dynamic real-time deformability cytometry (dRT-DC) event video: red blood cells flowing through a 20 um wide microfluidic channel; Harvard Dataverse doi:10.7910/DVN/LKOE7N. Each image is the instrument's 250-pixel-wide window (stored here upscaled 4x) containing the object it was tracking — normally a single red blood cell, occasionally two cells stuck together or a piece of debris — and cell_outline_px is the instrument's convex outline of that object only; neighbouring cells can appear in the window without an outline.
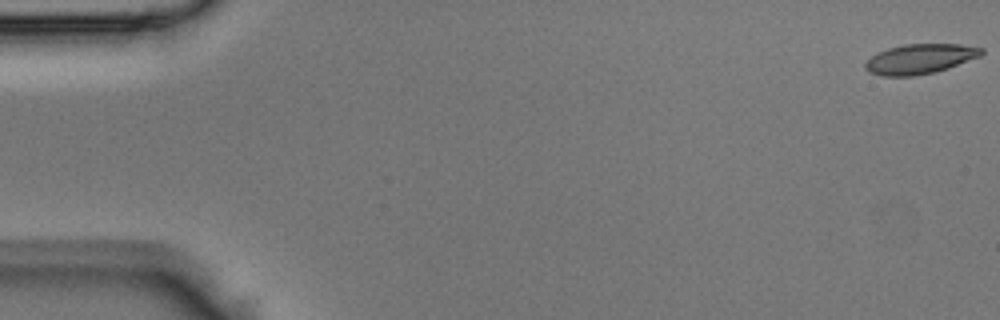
{"species": "Egyptian fruit bat (a non-hibernating species)", "species_latin": "Rousettus aegyptiacus", "temperature_condition": "room temperature", "stored_images_in_passage": 43, "camera_frame_rate_fps": 3000, "um_per_image_px": 0.085, "animal": {"sex": "male"}, "frame": {"image": 1, "passage_image": 1, "time_ms": 0.0, "image_size_px": [1000, 320], "cell_outline_px": [[984, 52], [980, 56], [948, 68], [932, 72], [912, 76], [880, 76], [868, 72], [864, 68], [864, 64], [872, 56], [888, 48], [904, 44], [960, 44], [984, 48]], "centroid_in_image_um": [78.19, 5.01], "position_along_channel_um": 6.8, "area_um2": 20.11}}
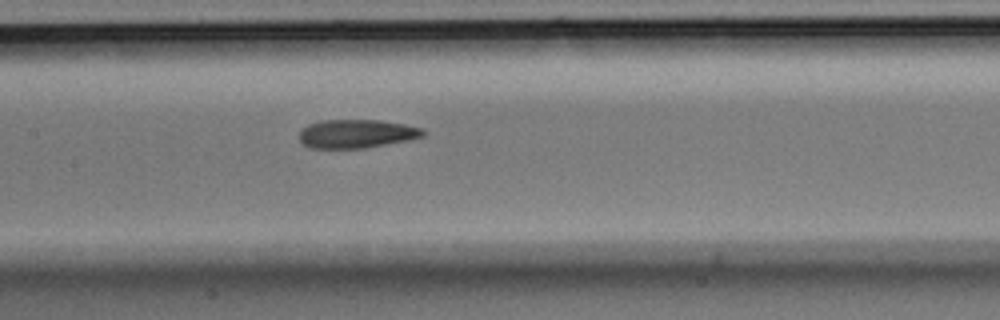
{"frame": {"image": 2, "passage_image": 21, "time_ms": 6.667, "image_size_px": [1000, 320], "cell_outline_px": [[428, 132], [424, 136], [408, 140], [364, 148], [308, 148], [300, 140], [300, 132], [308, 124], [320, 120], [376, 120], [404, 124], [424, 128]], "centroid_in_image_um": [30.34, 11.36], "position_along_channel_um": 177.1, "area_um2": 20.63}}
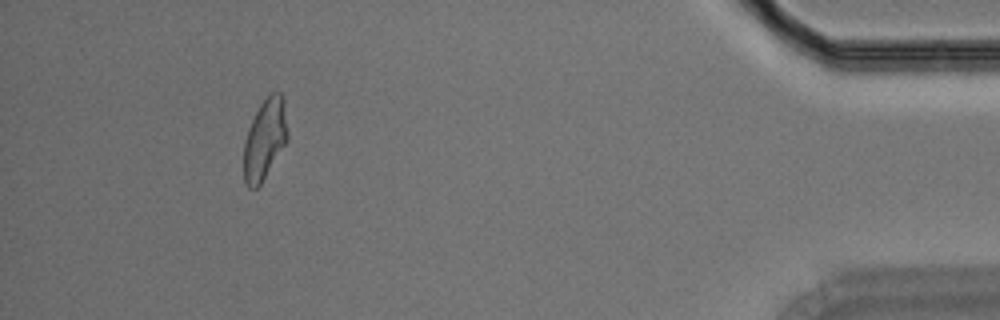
{"frame": {"image": 3, "passage_image": 40, "time_ms": 13.0, "image_size_px": [1000, 320], "cell_outline_px": [[288, 140], [260, 184], [256, 188], [248, 188], [244, 184], [244, 140], [248, 128], [260, 104], [272, 92], [280, 92], [284, 100], [288, 132]], "centroid_in_image_um": [22.51, 11.83], "position_along_channel_um": 412.7, "area_um2": 20.52}}